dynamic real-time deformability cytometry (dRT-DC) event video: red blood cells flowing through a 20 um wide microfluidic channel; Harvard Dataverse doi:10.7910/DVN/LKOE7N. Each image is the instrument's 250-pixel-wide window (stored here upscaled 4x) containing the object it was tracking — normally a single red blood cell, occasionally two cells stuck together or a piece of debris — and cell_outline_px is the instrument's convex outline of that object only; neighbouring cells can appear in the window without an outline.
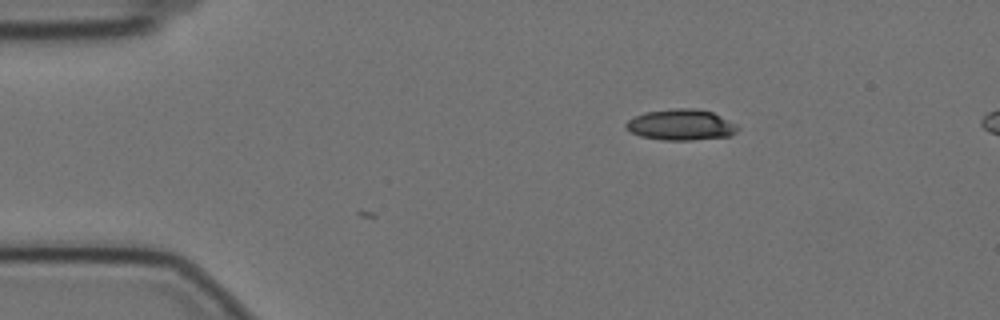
{"species": "Egyptian fruit bat (a non-hibernating species)", "species_latin": "Rousettus aegyptiacus", "temperature_condition": "cold", "stored_images_in_passage": 6, "camera_frame_rate_fps": 3000, "um_per_image_px": 0.085, "animal": {"sex": "female"}, "frame": {"image": 1, "passage_image": 6, "time_ms": 1.667, "image_size_px": [1000, 320], "cell_outline_px": [[740, 128], [732, 136], [692, 140], [664, 140], [640, 136], [624, 128], [624, 124], [628, 120], [644, 112], [676, 108], [696, 108], [712, 112], [736, 124]], "centroid_in_image_um": [57.89, 10.61], "position_along_channel_um": 27.1, "area_um2": 20.23}}